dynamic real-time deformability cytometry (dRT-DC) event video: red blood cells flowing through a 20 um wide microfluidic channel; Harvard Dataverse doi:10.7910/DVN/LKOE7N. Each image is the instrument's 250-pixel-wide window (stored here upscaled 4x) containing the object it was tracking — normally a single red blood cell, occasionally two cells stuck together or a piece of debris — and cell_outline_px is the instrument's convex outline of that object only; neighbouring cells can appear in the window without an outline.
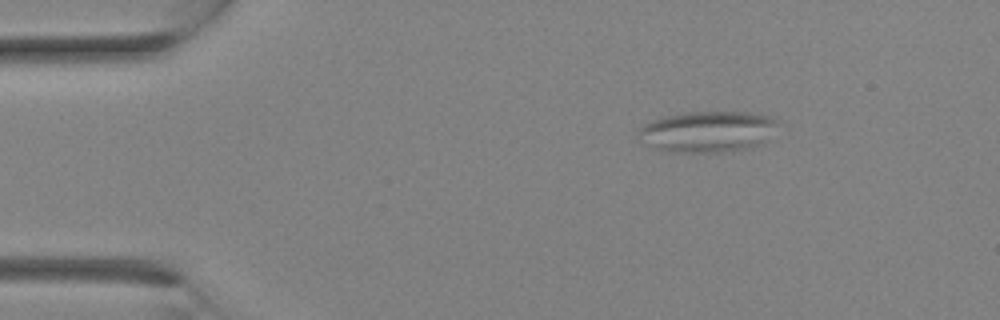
{"species": "Egyptian fruit bat (a non-hibernating species)", "species_latin": "Rousettus aegyptiacus", "temperature_condition": "room temperature", "stored_images_in_passage": 7, "camera_frame_rate_fps": 3000, "um_per_image_px": 0.085, "animal": {"sex": "female"}, "frame": {"image": 1, "passage_image": 1, "time_ms": 0.0, "image_size_px": [1000, 320], "cell_outline_px": [[776, 124], [764, 144], [748, 148], [724, 152], [660, 152], [636, 136], [640, 128], [644, 124], [652, 120], [668, 116], [688, 112], [748, 112], [768, 116], [776, 120]], "centroid_in_image_um": [60.11, 11.2], "position_along_channel_um": 24.9, "area_um2": 33.29}}
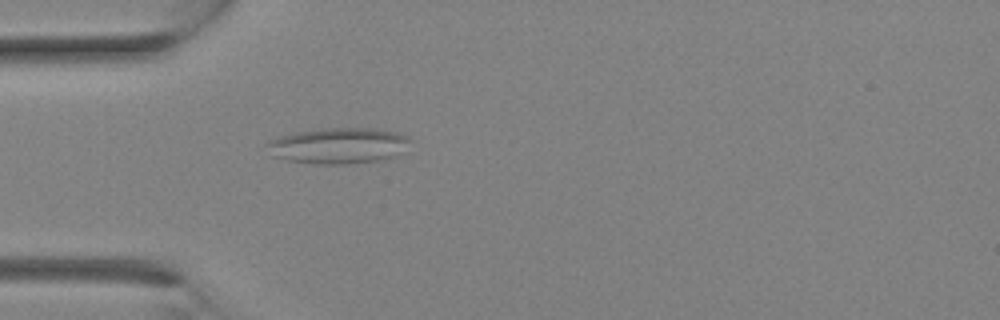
{"frame": {"image": 2, "passage_image": 5, "time_ms": 1.333, "image_size_px": [1000, 320], "cell_outline_px": [[412, 140], [392, 156], [376, 160], [352, 164], [316, 164], [288, 160], [272, 156], [264, 144], [268, 140], [280, 136], [296, 132], [320, 128], [372, 128], [396, 132], [408, 136]], "centroid_in_image_um": [28.67, 12.37], "position_along_channel_um": 56.3, "area_um2": 29.77}}